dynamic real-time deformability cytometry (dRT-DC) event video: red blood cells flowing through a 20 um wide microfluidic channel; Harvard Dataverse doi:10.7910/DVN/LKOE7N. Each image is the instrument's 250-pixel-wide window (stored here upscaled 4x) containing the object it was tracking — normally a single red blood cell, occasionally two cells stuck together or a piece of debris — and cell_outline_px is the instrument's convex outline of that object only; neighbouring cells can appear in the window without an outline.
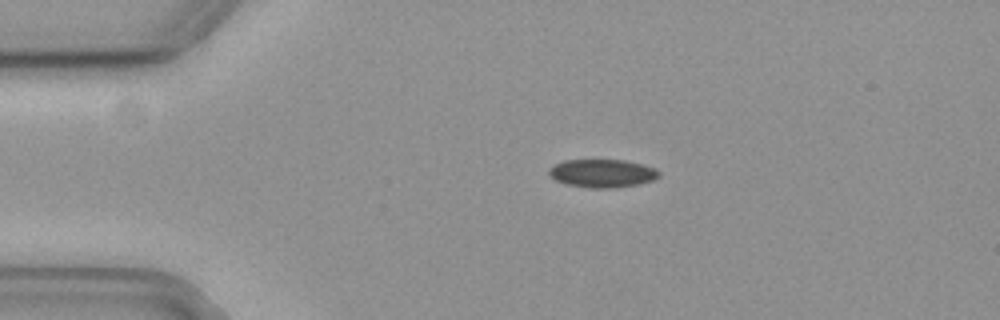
{"species": "common noctule bat (a hibernating species)", "species_latin": "Nyctalus noctula", "temperature_condition": "cold", "stored_images_in_passage": 5, "camera_frame_rate_fps": 3000, "um_per_image_px": 0.085, "animal": {"sex": "female", "body_mass_g": 19.3, "forearm_length_mm": 54.1}, "frame": {"image": 1, "passage_image": 1, "time_ms": 0.0, "image_size_px": [1000, 320], "cell_outline_px": [[652, 172], [648, 176], [636, 180], [612, 184], [592, 184], [568, 180], [556, 176], [556, 168], [576, 164], [620, 164]], "centroid_in_image_um": [51.08, 14.75], "position_along_channel_um": 33.9, "area_um2": 10.64}}